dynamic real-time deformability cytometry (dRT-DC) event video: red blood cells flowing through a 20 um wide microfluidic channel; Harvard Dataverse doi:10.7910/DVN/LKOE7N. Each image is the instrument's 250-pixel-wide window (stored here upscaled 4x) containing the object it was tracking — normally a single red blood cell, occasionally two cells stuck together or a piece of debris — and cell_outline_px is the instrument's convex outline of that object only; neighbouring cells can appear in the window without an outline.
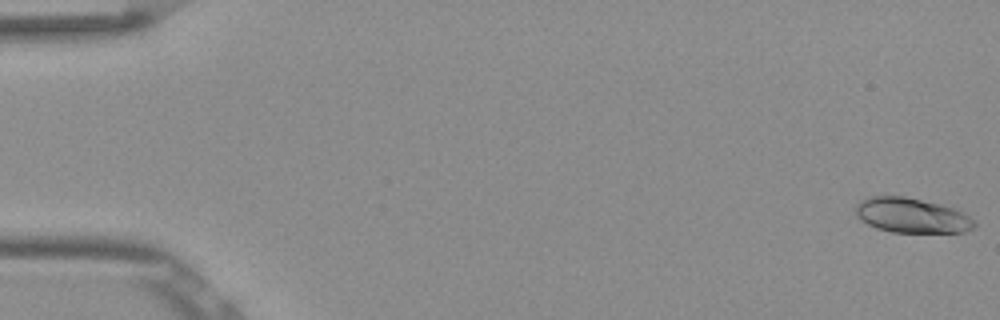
{"species": "Egyptian fruit bat (a non-hibernating species)", "species_latin": "Rousettus aegyptiacus", "temperature_condition": "room temperature", "stored_images_in_passage": 53, "camera_frame_rate_fps": 3000, "um_per_image_px": 0.085, "frame": {"image": 1, "passage_image": 1, "time_ms": 0.0, "image_size_px": [1000, 320], "cell_outline_px": [[976, 224], [972, 228], [964, 232], [892, 232], [876, 228], [868, 224], [856, 212], [856, 204], [860, 200], [868, 196], [904, 196], [940, 204], [952, 208], [968, 216]], "centroid_in_image_um": [77.47, 18.3], "position_along_channel_um": 7.5, "area_um2": 23.7}}
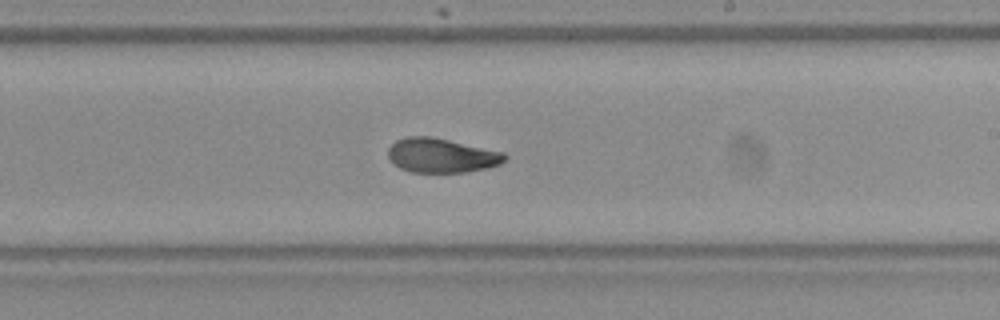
{"frame": {"image": 2, "passage_image": 32, "time_ms": 10.333, "image_size_px": [1000, 320], "cell_outline_px": [[508, 156], [500, 164], [484, 168], [464, 172], [412, 172], [400, 168], [388, 156], [388, 148], [396, 140], [408, 136], [432, 136], [504, 152]], "centroid_in_image_um": [37.52, 13.2], "position_along_channel_um": 251.5, "area_um2": 23.18}}
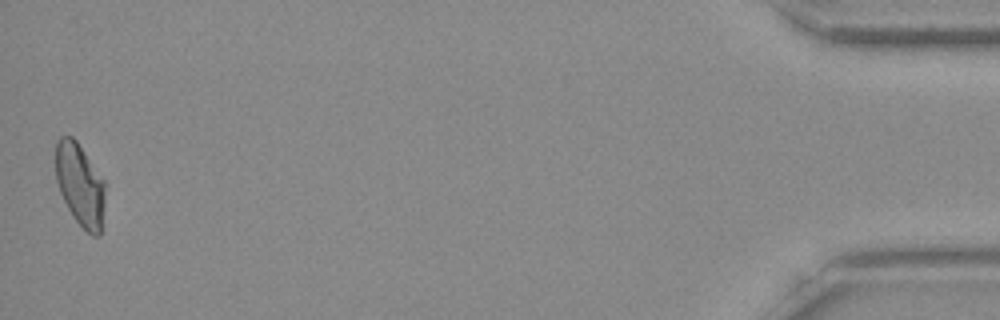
{"frame": {"image": 3, "passage_image": 53, "time_ms": 17.333, "image_size_px": [1000, 320], "cell_outline_px": [[104, 204], [100, 236], [92, 236], [72, 216], [60, 192], [56, 180], [56, 140], [60, 136], [72, 136], [76, 140], [104, 180]], "centroid_in_image_um": [6.79, 15.69], "position_along_channel_um": 428.4, "area_um2": 23.58}, "authors_computed_cell_mechanics": {"area_um2": 23.8714, "velocity_mm_per_s": 3.83, "shape_relaxation_time_tau1_ms": 4.3601, "shape_relaxation_time_tau2_ms": 1.8568, "deformation_change_tau1": 0.1527, "deformation_change_tau2": 0.0609}}